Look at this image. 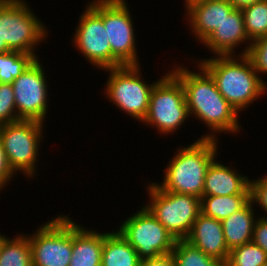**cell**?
<instances>
[{
    "label": "cell",
    "mask_w": 267,
    "mask_h": 266,
    "mask_svg": "<svg viewBox=\"0 0 267 266\" xmlns=\"http://www.w3.org/2000/svg\"><path fill=\"white\" fill-rule=\"evenodd\" d=\"M233 9L228 0H199L187 5L184 15L195 41L202 44Z\"/></svg>",
    "instance_id": "cell-15"
},
{
    "label": "cell",
    "mask_w": 267,
    "mask_h": 266,
    "mask_svg": "<svg viewBox=\"0 0 267 266\" xmlns=\"http://www.w3.org/2000/svg\"><path fill=\"white\" fill-rule=\"evenodd\" d=\"M191 71L183 65H175L170 70L182 83L190 117L206 124L210 131L200 138L218 140L216 134H235L241 132L239 113L218 91L215 80L198 62ZM215 132V133H214ZM211 133V134H210Z\"/></svg>",
    "instance_id": "cell-1"
},
{
    "label": "cell",
    "mask_w": 267,
    "mask_h": 266,
    "mask_svg": "<svg viewBox=\"0 0 267 266\" xmlns=\"http://www.w3.org/2000/svg\"><path fill=\"white\" fill-rule=\"evenodd\" d=\"M43 127L40 122L25 120L0 126V141L15 174L20 171L27 179L35 178L40 143L44 140Z\"/></svg>",
    "instance_id": "cell-9"
},
{
    "label": "cell",
    "mask_w": 267,
    "mask_h": 266,
    "mask_svg": "<svg viewBox=\"0 0 267 266\" xmlns=\"http://www.w3.org/2000/svg\"><path fill=\"white\" fill-rule=\"evenodd\" d=\"M78 26L73 34V47L82 53L94 68H112V51L102 18L86 4L85 11L78 17Z\"/></svg>",
    "instance_id": "cell-13"
},
{
    "label": "cell",
    "mask_w": 267,
    "mask_h": 266,
    "mask_svg": "<svg viewBox=\"0 0 267 266\" xmlns=\"http://www.w3.org/2000/svg\"><path fill=\"white\" fill-rule=\"evenodd\" d=\"M35 59L32 54L17 51L0 53V83L11 84Z\"/></svg>",
    "instance_id": "cell-25"
},
{
    "label": "cell",
    "mask_w": 267,
    "mask_h": 266,
    "mask_svg": "<svg viewBox=\"0 0 267 266\" xmlns=\"http://www.w3.org/2000/svg\"><path fill=\"white\" fill-rule=\"evenodd\" d=\"M241 11L245 32L251 42L267 35V0L258 1Z\"/></svg>",
    "instance_id": "cell-24"
},
{
    "label": "cell",
    "mask_w": 267,
    "mask_h": 266,
    "mask_svg": "<svg viewBox=\"0 0 267 266\" xmlns=\"http://www.w3.org/2000/svg\"><path fill=\"white\" fill-rule=\"evenodd\" d=\"M171 255L175 266H224L222 262L206 255L186 239L176 240Z\"/></svg>",
    "instance_id": "cell-23"
},
{
    "label": "cell",
    "mask_w": 267,
    "mask_h": 266,
    "mask_svg": "<svg viewBox=\"0 0 267 266\" xmlns=\"http://www.w3.org/2000/svg\"><path fill=\"white\" fill-rule=\"evenodd\" d=\"M87 3L102 18L107 29V38L112 51V68L140 65L133 15L126 0H92Z\"/></svg>",
    "instance_id": "cell-6"
},
{
    "label": "cell",
    "mask_w": 267,
    "mask_h": 266,
    "mask_svg": "<svg viewBox=\"0 0 267 266\" xmlns=\"http://www.w3.org/2000/svg\"><path fill=\"white\" fill-rule=\"evenodd\" d=\"M224 266H267V253L253 242L246 243L229 252Z\"/></svg>",
    "instance_id": "cell-26"
},
{
    "label": "cell",
    "mask_w": 267,
    "mask_h": 266,
    "mask_svg": "<svg viewBox=\"0 0 267 266\" xmlns=\"http://www.w3.org/2000/svg\"><path fill=\"white\" fill-rule=\"evenodd\" d=\"M196 1H199V0H184V2H186L184 6L186 7L187 5H189L193 2H196Z\"/></svg>",
    "instance_id": "cell-36"
},
{
    "label": "cell",
    "mask_w": 267,
    "mask_h": 266,
    "mask_svg": "<svg viewBox=\"0 0 267 266\" xmlns=\"http://www.w3.org/2000/svg\"><path fill=\"white\" fill-rule=\"evenodd\" d=\"M218 143L219 137L218 140L198 138L188 146L177 148L165 168L162 183L156 184L165 191L201 199L207 169L219 153Z\"/></svg>",
    "instance_id": "cell-3"
},
{
    "label": "cell",
    "mask_w": 267,
    "mask_h": 266,
    "mask_svg": "<svg viewBox=\"0 0 267 266\" xmlns=\"http://www.w3.org/2000/svg\"><path fill=\"white\" fill-rule=\"evenodd\" d=\"M254 206L257 205L250 200L242 209L221 221L229 251L252 242L253 229L258 218L255 216Z\"/></svg>",
    "instance_id": "cell-19"
},
{
    "label": "cell",
    "mask_w": 267,
    "mask_h": 266,
    "mask_svg": "<svg viewBox=\"0 0 267 266\" xmlns=\"http://www.w3.org/2000/svg\"><path fill=\"white\" fill-rule=\"evenodd\" d=\"M234 8L243 9L261 0H228Z\"/></svg>",
    "instance_id": "cell-33"
},
{
    "label": "cell",
    "mask_w": 267,
    "mask_h": 266,
    "mask_svg": "<svg viewBox=\"0 0 267 266\" xmlns=\"http://www.w3.org/2000/svg\"><path fill=\"white\" fill-rule=\"evenodd\" d=\"M140 266H175L171 254L160 256L158 258L141 260Z\"/></svg>",
    "instance_id": "cell-32"
},
{
    "label": "cell",
    "mask_w": 267,
    "mask_h": 266,
    "mask_svg": "<svg viewBox=\"0 0 267 266\" xmlns=\"http://www.w3.org/2000/svg\"><path fill=\"white\" fill-rule=\"evenodd\" d=\"M11 51L8 46H0V53Z\"/></svg>",
    "instance_id": "cell-34"
},
{
    "label": "cell",
    "mask_w": 267,
    "mask_h": 266,
    "mask_svg": "<svg viewBox=\"0 0 267 266\" xmlns=\"http://www.w3.org/2000/svg\"><path fill=\"white\" fill-rule=\"evenodd\" d=\"M14 175L17 176L8 164L2 143L0 141V184L3 187H6L9 181L11 182Z\"/></svg>",
    "instance_id": "cell-31"
},
{
    "label": "cell",
    "mask_w": 267,
    "mask_h": 266,
    "mask_svg": "<svg viewBox=\"0 0 267 266\" xmlns=\"http://www.w3.org/2000/svg\"><path fill=\"white\" fill-rule=\"evenodd\" d=\"M3 188H5V187H3V186L0 184V191L3 190Z\"/></svg>",
    "instance_id": "cell-37"
},
{
    "label": "cell",
    "mask_w": 267,
    "mask_h": 266,
    "mask_svg": "<svg viewBox=\"0 0 267 266\" xmlns=\"http://www.w3.org/2000/svg\"><path fill=\"white\" fill-rule=\"evenodd\" d=\"M5 237H6L5 235H2L0 233V251H1V248H2V245H3V240H4Z\"/></svg>",
    "instance_id": "cell-35"
},
{
    "label": "cell",
    "mask_w": 267,
    "mask_h": 266,
    "mask_svg": "<svg viewBox=\"0 0 267 266\" xmlns=\"http://www.w3.org/2000/svg\"><path fill=\"white\" fill-rule=\"evenodd\" d=\"M39 58L11 83L19 120L45 123L48 113L47 72Z\"/></svg>",
    "instance_id": "cell-12"
},
{
    "label": "cell",
    "mask_w": 267,
    "mask_h": 266,
    "mask_svg": "<svg viewBox=\"0 0 267 266\" xmlns=\"http://www.w3.org/2000/svg\"><path fill=\"white\" fill-rule=\"evenodd\" d=\"M28 5L25 0H0V46L37 59L35 50L50 33Z\"/></svg>",
    "instance_id": "cell-4"
},
{
    "label": "cell",
    "mask_w": 267,
    "mask_h": 266,
    "mask_svg": "<svg viewBox=\"0 0 267 266\" xmlns=\"http://www.w3.org/2000/svg\"><path fill=\"white\" fill-rule=\"evenodd\" d=\"M189 118L183 85L169 70L155 83L142 124L150 125L162 136H168L174 135Z\"/></svg>",
    "instance_id": "cell-5"
},
{
    "label": "cell",
    "mask_w": 267,
    "mask_h": 266,
    "mask_svg": "<svg viewBox=\"0 0 267 266\" xmlns=\"http://www.w3.org/2000/svg\"><path fill=\"white\" fill-rule=\"evenodd\" d=\"M206 255L226 263L229 250L225 241L221 221L200 213L185 238Z\"/></svg>",
    "instance_id": "cell-16"
},
{
    "label": "cell",
    "mask_w": 267,
    "mask_h": 266,
    "mask_svg": "<svg viewBox=\"0 0 267 266\" xmlns=\"http://www.w3.org/2000/svg\"><path fill=\"white\" fill-rule=\"evenodd\" d=\"M121 223L118 232L136 250L141 260L171 254L176 239L145 205Z\"/></svg>",
    "instance_id": "cell-10"
},
{
    "label": "cell",
    "mask_w": 267,
    "mask_h": 266,
    "mask_svg": "<svg viewBox=\"0 0 267 266\" xmlns=\"http://www.w3.org/2000/svg\"><path fill=\"white\" fill-rule=\"evenodd\" d=\"M0 266H32L28 233L4 238L0 251Z\"/></svg>",
    "instance_id": "cell-22"
},
{
    "label": "cell",
    "mask_w": 267,
    "mask_h": 266,
    "mask_svg": "<svg viewBox=\"0 0 267 266\" xmlns=\"http://www.w3.org/2000/svg\"><path fill=\"white\" fill-rule=\"evenodd\" d=\"M250 189L253 203L259 205L261 211L267 214V174L257 179H250ZM266 214L262 217L267 218Z\"/></svg>",
    "instance_id": "cell-29"
},
{
    "label": "cell",
    "mask_w": 267,
    "mask_h": 266,
    "mask_svg": "<svg viewBox=\"0 0 267 266\" xmlns=\"http://www.w3.org/2000/svg\"><path fill=\"white\" fill-rule=\"evenodd\" d=\"M196 62L210 73L218 91L239 114L267 94V82L247 55L212 56Z\"/></svg>",
    "instance_id": "cell-2"
},
{
    "label": "cell",
    "mask_w": 267,
    "mask_h": 266,
    "mask_svg": "<svg viewBox=\"0 0 267 266\" xmlns=\"http://www.w3.org/2000/svg\"><path fill=\"white\" fill-rule=\"evenodd\" d=\"M141 70L140 65H123L103 71L109 72L108 80L104 84L106 98L120 111L142 123L147 115L151 92L157 81L145 82Z\"/></svg>",
    "instance_id": "cell-7"
},
{
    "label": "cell",
    "mask_w": 267,
    "mask_h": 266,
    "mask_svg": "<svg viewBox=\"0 0 267 266\" xmlns=\"http://www.w3.org/2000/svg\"><path fill=\"white\" fill-rule=\"evenodd\" d=\"M32 266H69L72 256V219L61 214L28 234Z\"/></svg>",
    "instance_id": "cell-11"
},
{
    "label": "cell",
    "mask_w": 267,
    "mask_h": 266,
    "mask_svg": "<svg viewBox=\"0 0 267 266\" xmlns=\"http://www.w3.org/2000/svg\"><path fill=\"white\" fill-rule=\"evenodd\" d=\"M244 43L245 49L238 54L236 48ZM251 43L245 32L243 13L234 8L202 45L212 51L213 56H229L247 55Z\"/></svg>",
    "instance_id": "cell-14"
},
{
    "label": "cell",
    "mask_w": 267,
    "mask_h": 266,
    "mask_svg": "<svg viewBox=\"0 0 267 266\" xmlns=\"http://www.w3.org/2000/svg\"><path fill=\"white\" fill-rule=\"evenodd\" d=\"M146 207L176 239H185L201 213V199L189 194L168 192L155 182L147 185Z\"/></svg>",
    "instance_id": "cell-8"
},
{
    "label": "cell",
    "mask_w": 267,
    "mask_h": 266,
    "mask_svg": "<svg viewBox=\"0 0 267 266\" xmlns=\"http://www.w3.org/2000/svg\"><path fill=\"white\" fill-rule=\"evenodd\" d=\"M217 161L216 157L207 169L203 196L251 195L250 179Z\"/></svg>",
    "instance_id": "cell-17"
},
{
    "label": "cell",
    "mask_w": 267,
    "mask_h": 266,
    "mask_svg": "<svg viewBox=\"0 0 267 266\" xmlns=\"http://www.w3.org/2000/svg\"><path fill=\"white\" fill-rule=\"evenodd\" d=\"M251 200V195L202 196L201 213L223 221L242 209Z\"/></svg>",
    "instance_id": "cell-21"
},
{
    "label": "cell",
    "mask_w": 267,
    "mask_h": 266,
    "mask_svg": "<svg viewBox=\"0 0 267 266\" xmlns=\"http://www.w3.org/2000/svg\"><path fill=\"white\" fill-rule=\"evenodd\" d=\"M103 233L72 220V256L69 266H101Z\"/></svg>",
    "instance_id": "cell-18"
},
{
    "label": "cell",
    "mask_w": 267,
    "mask_h": 266,
    "mask_svg": "<svg viewBox=\"0 0 267 266\" xmlns=\"http://www.w3.org/2000/svg\"><path fill=\"white\" fill-rule=\"evenodd\" d=\"M136 250L118 230L103 233L101 266H140Z\"/></svg>",
    "instance_id": "cell-20"
},
{
    "label": "cell",
    "mask_w": 267,
    "mask_h": 266,
    "mask_svg": "<svg viewBox=\"0 0 267 266\" xmlns=\"http://www.w3.org/2000/svg\"><path fill=\"white\" fill-rule=\"evenodd\" d=\"M247 56L250 58L254 69L263 80V75L267 74V35L254 40L248 50Z\"/></svg>",
    "instance_id": "cell-28"
},
{
    "label": "cell",
    "mask_w": 267,
    "mask_h": 266,
    "mask_svg": "<svg viewBox=\"0 0 267 266\" xmlns=\"http://www.w3.org/2000/svg\"><path fill=\"white\" fill-rule=\"evenodd\" d=\"M19 121L12 84L0 83V125Z\"/></svg>",
    "instance_id": "cell-27"
},
{
    "label": "cell",
    "mask_w": 267,
    "mask_h": 266,
    "mask_svg": "<svg viewBox=\"0 0 267 266\" xmlns=\"http://www.w3.org/2000/svg\"><path fill=\"white\" fill-rule=\"evenodd\" d=\"M252 242L267 253V218L261 215L258 216L255 222Z\"/></svg>",
    "instance_id": "cell-30"
}]
</instances>
